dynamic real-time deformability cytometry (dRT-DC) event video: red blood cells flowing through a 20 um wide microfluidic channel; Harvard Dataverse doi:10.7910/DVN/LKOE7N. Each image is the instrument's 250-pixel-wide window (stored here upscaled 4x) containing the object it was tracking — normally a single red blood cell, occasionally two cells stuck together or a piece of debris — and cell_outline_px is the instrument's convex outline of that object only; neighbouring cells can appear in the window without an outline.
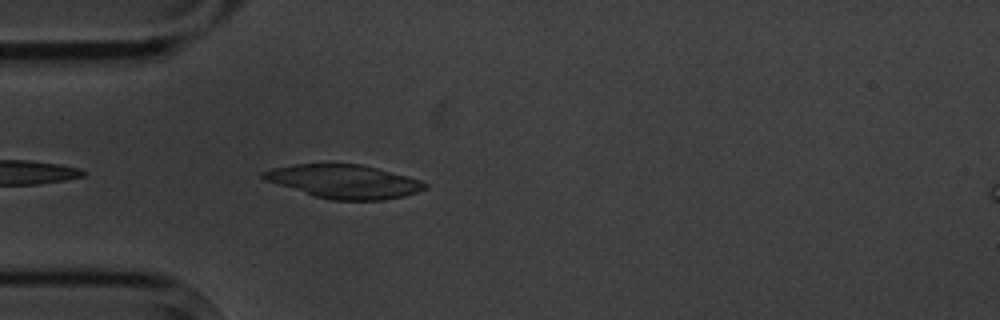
{"species": "common noctule bat (a hibernating species)", "species_latin": "Nyctalus noctula", "temperature_condition": "cold", "stored_images_in_passage": 6, "camera_frame_rate_fps": 3000, "um_per_image_px": 0.085, "animal": {"sex": "male", "body_mass_g": 20.1, "forearm_length_mm": 53.5}, "frame": {"image": 1, "passage_image": 6, "time_ms": 5.667, "image_size_px": [1000, 320], "cell_outline_px": [[428, 188], [404, 196], [384, 200], [332, 200], [312, 196], [264, 180], [260, 176], [260, 172], [272, 168], [292, 164], [360, 164], [408, 176], [420, 180], [428, 184]], "centroid_in_image_um": [29.21, 15.43], "position_along_channel_um": 55.8, "area_um2": 31.79}}